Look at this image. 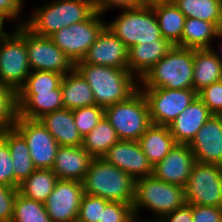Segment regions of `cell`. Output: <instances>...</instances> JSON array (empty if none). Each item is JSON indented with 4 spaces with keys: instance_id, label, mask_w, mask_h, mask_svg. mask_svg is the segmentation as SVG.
Segmentation results:
<instances>
[{
    "instance_id": "obj_5",
    "label": "cell",
    "mask_w": 222,
    "mask_h": 222,
    "mask_svg": "<svg viewBox=\"0 0 222 222\" xmlns=\"http://www.w3.org/2000/svg\"><path fill=\"white\" fill-rule=\"evenodd\" d=\"M185 204V187L163 182L153 175L135 180L132 207L137 222H149L140 218V210L144 208L158 216L150 222H158Z\"/></svg>"
},
{
    "instance_id": "obj_15",
    "label": "cell",
    "mask_w": 222,
    "mask_h": 222,
    "mask_svg": "<svg viewBox=\"0 0 222 222\" xmlns=\"http://www.w3.org/2000/svg\"><path fill=\"white\" fill-rule=\"evenodd\" d=\"M128 50L126 45L105 26L84 58L76 63L128 69Z\"/></svg>"
},
{
    "instance_id": "obj_2",
    "label": "cell",
    "mask_w": 222,
    "mask_h": 222,
    "mask_svg": "<svg viewBox=\"0 0 222 222\" xmlns=\"http://www.w3.org/2000/svg\"><path fill=\"white\" fill-rule=\"evenodd\" d=\"M42 5L34 9L24 25L35 35L43 37L82 22L96 11L93 0H51Z\"/></svg>"
},
{
    "instance_id": "obj_12",
    "label": "cell",
    "mask_w": 222,
    "mask_h": 222,
    "mask_svg": "<svg viewBox=\"0 0 222 222\" xmlns=\"http://www.w3.org/2000/svg\"><path fill=\"white\" fill-rule=\"evenodd\" d=\"M14 128L24 137L36 169H52L60 145L39 120L16 118Z\"/></svg>"
},
{
    "instance_id": "obj_40",
    "label": "cell",
    "mask_w": 222,
    "mask_h": 222,
    "mask_svg": "<svg viewBox=\"0 0 222 222\" xmlns=\"http://www.w3.org/2000/svg\"><path fill=\"white\" fill-rule=\"evenodd\" d=\"M0 184L14 187V169L9 147L0 136Z\"/></svg>"
},
{
    "instance_id": "obj_29",
    "label": "cell",
    "mask_w": 222,
    "mask_h": 222,
    "mask_svg": "<svg viewBox=\"0 0 222 222\" xmlns=\"http://www.w3.org/2000/svg\"><path fill=\"white\" fill-rule=\"evenodd\" d=\"M218 28L205 20L186 18L181 38V47L190 49H210Z\"/></svg>"
},
{
    "instance_id": "obj_21",
    "label": "cell",
    "mask_w": 222,
    "mask_h": 222,
    "mask_svg": "<svg viewBox=\"0 0 222 222\" xmlns=\"http://www.w3.org/2000/svg\"><path fill=\"white\" fill-rule=\"evenodd\" d=\"M18 117L38 120L45 114L63 109L60 86L49 92H17Z\"/></svg>"
},
{
    "instance_id": "obj_37",
    "label": "cell",
    "mask_w": 222,
    "mask_h": 222,
    "mask_svg": "<svg viewBox=\"0 0 222 222\" xmlns=\"http://www.w3.org/2000/svg\"><path fill=\"white\" fill-rule=\"evenodd\" d=\"M109 201L96 196L84 193L80 207L77 222H101L102 211Z\"/></svg>"
},
{
    "instance_id": "obj_6",
    "label": "cell",
    "mask_w": 222,
    "mask_h": 222,
    "mask_svg": "<svg viewBox=\"0 0 222 222\" xmlns=\"http://www.w3.org/2000/svg\"><path fill=\"white\" fill-rule=\"evenodd\" d=\"M104 116L119 140L138 141L152 124L148 103L140 88L127 100L106 107Z\"/></svg>"
},
{
    "instance_id": "obj_9",
    "label": "cell",
    "mask_w": 222,
    "mask_h": 222,
    "mask_svg": "<svg viewBox=\"0 0 222 222\" xmlns=\"http://www.w3.org/2000/svg\"><path fill=\"white\" fill-rule=\"evenodd\" d=\"M101 15L95 11L88 19L63 27L51 34L49 38L75 64L84 58L89 47L106 26V22Z\"/></svg>"
},
{
    "instance_id": "obj_14",
    "label": "cell",
    "mask_w": 222,
    "mask_h": 222,
    "mask_svg": "<svg viewBox=\"0 0 222 222\" xmlns=\"http://www.w3.org/2000/svg\"><path fill=\"white\" fill-rule=\"evenodd\" d=\"M83 195L82 182L58 179L53 192L44 202L51 222H77Z\"/></svg>"
},
{
    "instance_id": "obj_10",
    "label": "cell",
    "mask_w": 222,
    "mask_h": 222,
    "mask_svg": "<svg viewBox=\"0 0 222 222\" xmlns=\"http://www.w3.org/2000/svg\"><path fill=\"white\" fill-rule=\"evenodd\" d=\"M188 205L222 207V166L195 162L185 186Z\"/></svg>"
},
{
    "instance_id": "obj_19",
    "label": "cell",
    "mask_w": 222,
    "mask_h": 222,
    "mask_svg": "<svg viewBox=\"0 0 222 222\" xmlns=\"http://www.w3.org/2000/svg\"><path fill=\"white\" fill-rule=\"evenodd\" d=\"M213 114L197 96L176 119L168 125L176 144H190L199 129Z\"/></svg>"
},
{
    "instance_id": "obj_8",
    "label": "cell",
    "mask_w": 222,
    "mask_h": 222,
    "mask_svg": "<svg viewBox=\"0 0 222 222\" xmlns=\"http://www.w3.org/2000/svg\"><path fill=\"white\" fill-rule=\"evenodd\" d=\"M31 71L26 46V26L20 25L9 38L0 43V82L17 93Z\"/></svg>"
},
{
    "instance_id": "obj_18",
    "label": "cell",
    "mask_w": 222,
    "mask_h": 222,
    "mask_svg": "<svg viewBox=\"0 0 222 222\" xmlns=\"http://www.w3.org/2000/svg\"><path fill=\"white\" fill-rule=\"evenodd\" d=\"M189 146L197 162L222 166V115H212Z\"/></svg>"
},
{
    "instance_id": "obj_43",
    "label": "cell",
    "mask_w": 222,
    "mask_h": 222,
    "mask_svg": "<svg viewBox=\"0 0 222 222\" xmlns=\"http://www.w3.org/2000/svg\"><path fill=\"white\" fill-rule=\"evenodd\" d=\"M93 2L96 11L100 14H103L108 10L111 11L114 8L119 10L142 6L141 0H93Z\"/></svg>"
},
{
    "instance_id": "obj_3",
    "label": "cell",
    "mask_w": 222,
    "mask_h": 222,
    "mask_svg": "<svg viewBox=\"0 0 222 222\" xmlns=\"http://www.w3.org/2000/svg\"><path fill=\"white\" fill-rule=\"evenodd\" d=\"M84 193L133 205L135 180L102 158H93L82 181Z\"/></svg>"
},
{
    "instance_id": "obj_17",
    "label": "cell",
    "mask_w": 222,
    "mask_h": 222,
    "mask_svg": "<svg viewBox=\"0 0 222 222\" xmlns=\"http://www.w3.org/2000/svg\"><path fill=\"white\" fill-rule=\"evenodd\" d=\"M195 162L189 144H176L162 161L153 166L152 175L163 182L185 187Z\"/></svg>"
},
{
    "instance_id": "obj_33",
    "label": "cell",
    "mask_w": 222,
    "mask_h": 222,
    "mask_svg": "<svg viewBox=\"0 0 222 222\" xmlns=\"http://www.w3.org/2000/svg\"><path fill=\"white\" fill-rule=\"evenodd\" d=\"M11 222H51V219L44 203L25 198L18 192Z\"/></svg>"
},
{
    "instance_id": "obj_44",
    "label": "cell",
    "mask_w": 222,
    "mask_h": 222,
    "mask_svg": "<svg viewBox=\"0 0 222 222\" xmlns=\"http://www.w3.org/2000/svg\"><path fill=\"white\" fill-rule=\"evenodd\" d=\"M24 0H0V14L8 15L11 20L18 19L23 12Z\"/></svg>"
},
{
    "instance_id": "obj_22",
    "label": "cell",
    "mask_w": 222,
    "mask_h": 222,
    "mask_svg": "<svg viewBox=\"0 0 222 222\" xmlns=\"http://www.w3.org/2000/svg\"><path fill=\"white\" fill-rule=\"evenodd\" d=\"M172 47L173 45L164 38L132 46L128 50V70L140 80Z\"/></svg>"
},
{
    "instance_id": "obj_13",
    "label": "cell",
    "mask_w": 222,
    "mask_h": 222,
    "mask_svg": "<svg viewBox=\"0 0 222 222\" xmlns=\"http://www.w3.org/2000/svg\"><path fill=\"white\" fill-rule=\"evenodd\" d=\"M28 62L32 71H52L63 76L75 64L49 37L35 35L26 27Z\"/></svg>"
},
{
    "instance_id": "obj_30",
    "label": "cell",
    "mask_w": 222,
    "mask_h": 222,
    "mask_svg": "<svg viewBox=\"0 0 222 222\" xmlns=\"http://www.w3.org/2000/svg\"><path fill=\"white\" fill-rule=\"evenodd\" d=\"M57 180L52 169H36L19 185L18 190L25 198L44 203L53 192Z\"/></svg>"
},
{
    "instance_id": "obj_16",
    "label": "cell",
    "mask_w": 222,
    "mask_h": 222,
    "mask_svg": "<svg viewBox=\"0 0 222 222\" xmlns=\"http://www.w3.org/2000/svg\"><path fill=\"white\" fill-rule=\"evenodd\" d=\"M102 159L123 170L134 180L151 176L153 173V166L138 141L119 140L102 156Z\"/></svg>"
},
{
    "instance_id": "obj_48",
    "label": "cell",
    "mask_w": 222,
    "mask_h": 222,
    "mask_svg": "<svg viewBox=\"0 0 222 222\" xmlns=\"http://www.w3.org/2000/svg\"><path fill=\"white\" fill-rule=\"evenodd\" d=\"M216 38H218L219 40L220 39H222V29H218V32H217V35H216ZM222 41V40H221ZM220 48H221V52L219 51L218 52V50L216 51L215 49L216 48H214V46H212V50L214 51V53L216 54V56H217V58L219 59V61H220V63L222 64V45L220 44Z\"/></svg>"
},
{
    "instance_id": "obj_39",
    "label": "cell",
    "mask_w": 222,
    "mask_h": 222,
    "mask_svg": "<svg viewBox=\"0 0 222 222\" xmlns=\"http://www.w3.org/2000/svg\"><path fill=\"white\" fill-rule=\"evenodd\" d=\"M198 97L213 115H222V80L205 87L198 93Z\"/></svg>"
},
{
    "instance_id": "obj_41",
    "label": "cell",
    "mask_w": 222,
    "mask_h": 222,
    "mask_svg": "<svg viewBox=\"0 0 222 222\" xmlns=\"http://www.w3.org/2000/svg\"><path fill=\"white\" fill-rule=\"evenodd\" d=\"M18 188L0 184V222H11Z\"/></svg>"
},
{
    "instance_id": "obj_28",
    "label": "cell",
    "mask_w": 222,
    "mask_h": 222,
    "mask_svg": "<svg viewBox=\"0 0 222 222\" xmlns=\"http://www.w3.org/2000/svg\"><path fill=\"white\" fill-rule=\"evenodd\" d=\"M157 17L162 37L173 46L181 47V38L184 29L185 15L174 3L161 4L152 7Z\"/></svg>"
},
{
    "instance_id": "obj_34",
    "label": "cell",
    "mask_w": 222,
    "mask_h": 222,
    "mask_svg": "<svg viewBox=\"0 0 222 222\" xmlns=\"http://www.w3.org/2000/svg\"><path fill=\"white\" fill-rule=\"evenodd\" d=\"M63 75L52 71H31L18 92H49L57 89Z\"/></svg>"
},
{
    "instance_id": "obj_11",
    "label": "cell",
    "mask_w": 222,
    "mask_h": 222,
    "mask_svg": "<svg viewBox=\"0 0 222 222\" xmlns=\"http://www.w3.org/2000/svg\"><path fill=\"white\" fill-rule=\"evenodd\" d=\"M145 95L152 124L168 126L198 96L193 89L140 88Z\"/></svg>"
},
{
    "instance_id": "obj_42",
    "label": "cell",
    "mask_w": 222,
    "mask_h": 222,
    "mask_svg": "<svg viewBox=\"0 0 222 222\" xmlns=\"http://www.w3.org/2000/svg\"><path fill=\"white\" fill-rule=\"evenodd\" d=\"M193 222H222V207L191 205Z\"/></svg>"
},
{
    "instance_id": "obj_24",
    "label": "cell",
    "mask_w": 222,
    "mask_h": 222,
    "mask_svg": "<svg viewBox=\"0 0 222 222\" xmlns=\"http://www.w3.org/2000/svg\"><path fill=\"white\" fill-rule=\"evenodd\" d=\"M0 136L6 141L12 158L14 188H19V185L36 170L30 150L24 137L14 127L0 132Z\"/></svg>"
},
{
    "instance_id": "obj_32",
    "label": "cell",
    "mask_w": 222,
    "mask_h": 222,
    "mask_svg": "<svg viewBox=\"0 0 222 222\" xmlns=\"http://www.w3.org/2000/svg\"><path fill=\"white\" fill-rule=\"evenodd\" d=\"M186 18H197L213 23L218 29L222 23V0H174Z\"/></svg>"
},
{
    "instance_id": "obj_4",
    "label": "cell",
    "mask_w": 222,
    "mask_h": 222,
    "mask_svg": "<svg viewBox=\"0 0 222 222\" xmlns=\"http://www.w3.org/2000/svg\"><path fill=\"white\" fill-rule=\"evenodd\" d=\"M194 49L174 45L139 80V88L193 89Z\"/></svg>"
},
{
    "instance_id": "obj_1",
    "label": "cell",
    "mask_w": 222,
    "mask_h": 222,
    "mask_svg": "<svg viewBox=\"0 0 222 222\" xmlns=\"http://www.w3.org/2000/svg\"><path fill=\"white\" fill-rule=\"evenodd\" d=\"M74 68L90 85L95 104L104 109L127 100L139 89V80L128 69L88 63H75Z\"/></svg>"
},
{
    "instance_id": "obj_20",
    "label": "cell",
    "mask_w": 222,
    "mask_h": 222,
    "mask_svg": "<svg viewBox=\"0 0 222 222\" xmlns=\"http://www.w3.org/2000/svg\"><path fill=\"white\" fill-rule=\"evenodd\" d=\"M92 159L82 146H60L52 171L58 179L82 182Z\"/></svg>"
},
{
    "instance_id": "obj_38",
    "label": "cell",
    "mask_w": 222,
    "mask_h": 222,
    "mask_svg": "<svg viewBox=\"0 0 222 222\" xmlns=\"http://www.w3.org/2000/svg\"><path fill=\"white\" fill-rule=\"evenodd\" d=\"M101 222H137V220L131 204L109 201L102 211Z\"/></svg>"
},
{
    "instance_id": "obj_35",
    "label": "cell",
    "mask_w": 222,
    "mask_h": 222,
    "mask_svg": "<svg viewBox=\"0 0 222 222\" xmlns=\"http://www.w3.org/2000/svg\"><path fill=\"white\" fill-rule=\"evenodd\" d=\"M17 116L16 92L0 82V132L13 128Z\"/></svg>"
},
{
    "instance_id": "obj_36",
    "label": "cell",
    "mask_w": 222,
    "mask_h": 222,
    "mask_svg": "<svg viewBox=\"0 0 222 222\" xmlns=\"http://www.w3.org/2000/svg\"><path fill=\"white\" fill-rule=\"evenodd\" d=\"M75 125L78 128L80 135L85 137L98 124L104 116V108L98 105L78 108L72 110Z\"/></svg>"
},
{
    "instance_id": "obj_7",
    "label": "cell",
    "mask_w": 222,
    "mask_h": 222,
    "mask_svg": "<svg viewBox=\"0 0 222 222\" xmlns=\"http://www.w3.org/2000/svg\"><path fill=\"white\" fill-rule=\"evenodd\" d=\"M118 17L106 26L129 49L140 43L155 42L163 38L152 7L121 9Z\"/></svg>"
},
{
    "instance_id": "obj_46",
    "label": "cell",
    "mask_w": 222,
    "mask_h": 222,
    "mask_svg": "<svg viewBox=\"0 0 222 222\" xmlns=\"http://www.w3.org/2000/svg\"><path fill=\"white\" fill-rule=\"evenodd\" d=\"M6 19L7 20L9 19L11 21V18L8 15L0 14V43L6 40L7 38H9L17 30L18 26L25 24L24 20L21 21L18 19L17 25H14V29L11 30L12 33H9L7 31L5 32L4 26H5Z\"/></svg>"
},
{
    "instance_id": "obj_45",
    "label": "cell",
    "mask_w": 222,
    "mask_h": 222,
    "mask_svg": "<svg viewBox=\"0 0 222 222\" xmlns=\"http://www.w3.org/2000/svg\"><path fill=\"white\" fill-rule=\"evenodd\" d=\"M158 222H193L191 205L185 204L183 207L175 209Z\"/></svg>"
},
{
    "instance_id": "obj_27",
    "label": "cell",
    "mask_w": 222,
    "mask_h": 222,
    "mask_svg": "<svg viewBox=\"0 0 222 222\" xmlns=\"http://www.w3.org/2000/svg\"><path fill=\"white\" fill-rule=\"evenodd\" d=\"M222 80V64L214 51L194 49L193 90L199 93L212 83Z\"/></svg>"
},
{
    "instance_id": "obj_26",
    "label": "cell",
    "mask_w": 222,
    "mask_h": 222,
    "mask_svg": "<svg viewBox=\"0 0 222 222\" xmlns=\"http://www.w3.org/2000/svg\"><path fill=\"white\" fill-rule=\"evenodd\" d=\"M138 142L152 166L162 161L176 145L168 126L156 124H151Z\"/></svg>"
},
{
    "instance_id": "obj_23",
    "label": "cell",
    "mask_w": 222,
    "mask_h": 222,
    "mask_svg": "<svg viewBox=\"0 0 222 222\" xmlns=\"http://www.w3.org/2000/svg\"><path fill=\"white\" fill-rule=\"evenodd\" d=\"M60 146H82L83 138L75 125L73 112L60 109L38 119Z\"/></svg>"
},
{
    "instance_id": "obj_25",
    "label": "cell",
    "mask_w": 222,
    "mask_h": 222,
    "mask_svg": "<svg viewBox=\"0 0 222 222\" xmlns=\"http://www.w3.org/2000/svg\"><path fill=\"white\" fill-rule=\"evenodd\" d=\"M60 89L66 109L75 110L95 105L90 85L75 68L63 76Z\"/></svg>"
},
{
    "instance_id": "obj_31",
    "label": "cell",
    "mask_w": 222,
    "mask_h": 222,
    "mask_svg": "<svg viewBox=\"0 0 222 222\" xmlns=\"http://www.w3.org/2000/svg\"><path fill=\"white\" fill-rule=\"evenodd\" d=\"M119 141L111 123L103 116L95 128L83 137L82 147L93 157L102 156Z\"/></svg>"
},
{
    "instance_id": "obj_47",
    "label": "cell",
    "mask_w": 222,
    "mask_h": 222,
    "mask_svg": "<svg viewBox=\"0 0 222 222\" xmlns=\"http://www.w3.org/2000/svg\"><path fill=\"white\" fill-rule=\"evenodd\" d=\"M142 6L154 7L161 4L174 3V0H141Z\"/></svg>"
}]
</instances>
